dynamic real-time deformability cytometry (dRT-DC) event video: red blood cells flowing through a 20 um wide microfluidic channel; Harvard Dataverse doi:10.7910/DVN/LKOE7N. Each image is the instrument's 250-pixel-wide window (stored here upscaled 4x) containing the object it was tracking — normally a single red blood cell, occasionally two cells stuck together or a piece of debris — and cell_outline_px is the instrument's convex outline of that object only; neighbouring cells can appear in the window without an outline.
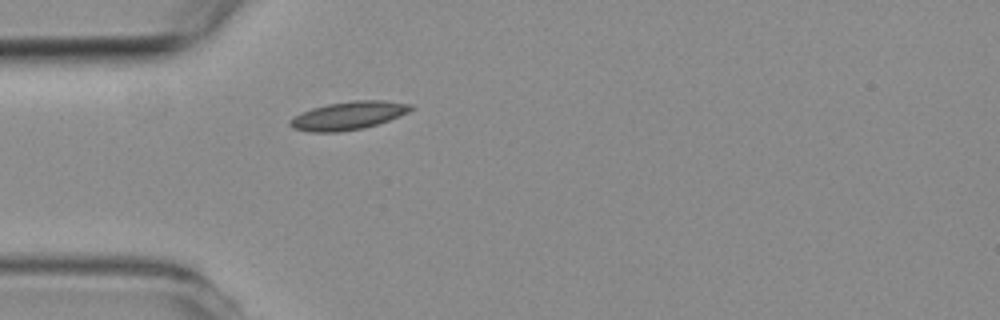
{"species": "common noctule bat (a hibernating species)", "species_latin": "Nyctalus noctula", "temperature_condition": "room temperature", "stored_images_in_passage": 1, "camera_frame_rate_fps": 3000, "um_per_image_px": 0.085, "animal": {"sex": "female", "body_mass_g": 19.3, "forearm_length_mm": 54.1}, "frame": {"image": 1, "passage_image": 1, "time_ms": 0.0, "image_size_px": [1000, 320], "cell_outline_px": [[412, 108], [408, 112], [388, 120], [364, 128], [336, 132], [308, 132], [292, 128], [288, 124], [288, 120], [300, 112], [312, 108], [328, 104], [356, 100], [384, 100], [412, 104]], "centroid_in_image_um": [29.55, 9.83], "position_along_channel_um": 55.5, "area_um2": 19.77}}